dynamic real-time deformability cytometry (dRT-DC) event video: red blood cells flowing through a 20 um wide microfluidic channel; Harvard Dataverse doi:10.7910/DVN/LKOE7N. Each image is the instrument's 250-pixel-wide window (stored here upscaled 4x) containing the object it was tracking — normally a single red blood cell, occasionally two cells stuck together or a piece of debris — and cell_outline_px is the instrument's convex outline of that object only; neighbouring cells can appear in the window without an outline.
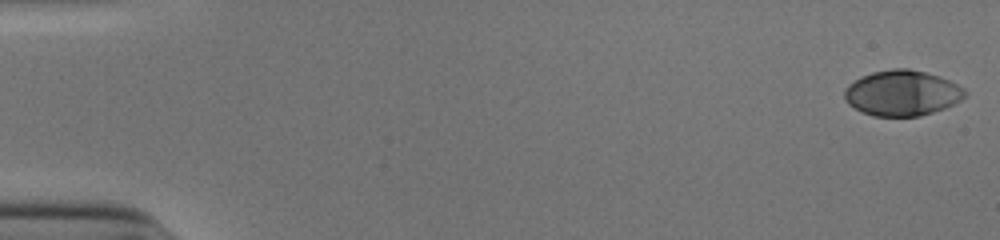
{"species": "human", "species_latin": "Homo sapiens", "temperature_condition": "cold", "stored_images_in_passage": 53, "camera_frame_rate_fps": 3000, "um_per_image_px": 0.085, "donor": {"sex": "male"}, "frame": {"image": 1, "passage_image": 1, "time_ms": 0.0, "image_size_px": [1000, 240], "cell_outline_px": [[968, 96], [944, 108], [920, 116], [872, 116], [860, 112], [848, 104], [844, 100], [844, 92], [848, 84], [860, 76], [872, 72], [892, 68], [908, 68], [940, 76], [964, 88], [968, 92]], "centroid_in_image_um": [76.65, 7.91], "position_along_channel_um": 8.3, "area_um2": 32.19}}
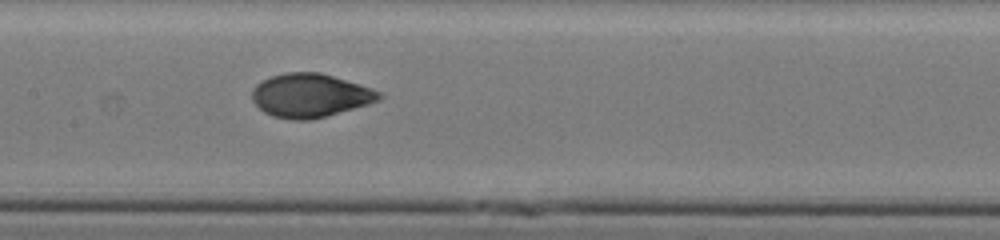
{"frame": {"image": 2, "passage_image": 27, "time_ms": 8.667, "image_size_px": [1000, 240], "cell_outline_px": [[384, 96], [380, 100], [368, 104], [324, 116], [308, 120], [296, 120], [272, 116], [264, 112], [252, 100], [252, 88], [256, 84], [272, 76], [284, 72], [320, 72], [360, 84], [384, 92]], "centroid_in_image_um": [26.38, 8.1], "position_along_channel_um": 181.0, "area_um2": 32.25}}
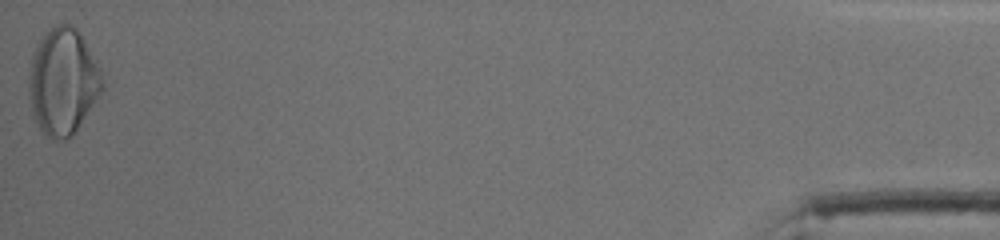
{"frame": {"image": 3, "passage_image": 53, "time_ms": 17.333, "image_size_px": [1000, 240], "cell_outline_px": [[104, 88], [72, 136], [64, 140], [52, 140], [40, 128], [32, 112], [28, 92], [28, 76], [32, 52], [40, 40], [56, 24], [72, 24], [76, 28], [84, 40], [100, 68], [104, 84]], "centroid_in_image_um": [5.34, 6.94], "position_along_channel_um": 429.9, "area_um2": 45.37}, "authors_computed_cell_mechanics": {"area_um2": 32.079, "velocity_mm_per_s": 3.9082, "shape_relaxation_time_tau1_ms": 4.1913, "shape_relaxation_time_tau2_ms": 0.8659, "deformation_change_tau1": 0.1885, "deformation_change_tau2": 0.0444}}